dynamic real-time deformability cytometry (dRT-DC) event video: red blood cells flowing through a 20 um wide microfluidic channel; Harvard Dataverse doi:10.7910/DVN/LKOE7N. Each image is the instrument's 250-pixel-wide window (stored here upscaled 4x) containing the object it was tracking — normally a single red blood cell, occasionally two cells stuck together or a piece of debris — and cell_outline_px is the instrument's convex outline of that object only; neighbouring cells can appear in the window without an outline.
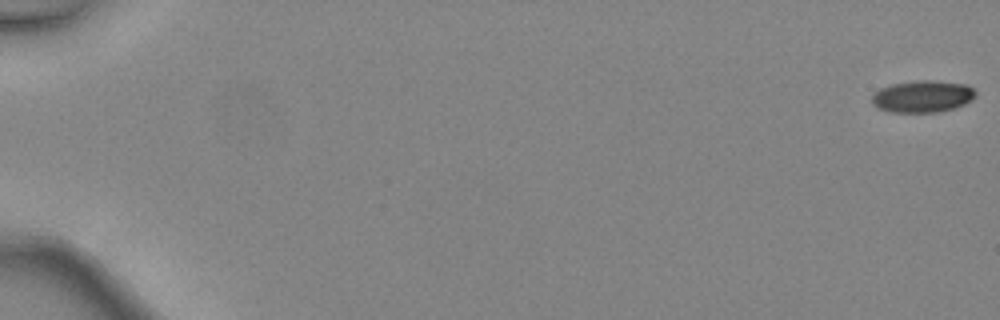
{"species": "common noctule bat (a hibernating species)", "species_latin": "Nyctalus noctula", "temperature_condition": "warm", "stored_images_in_passage": 48, "camera_frame_rate_fps": 3000, "um_per_image_px": 0.085, "animal": {"sex": "female", "body_mass_g": 24.6, "forearm_length_mm": 56.2}, "frame": {"image": 1, "passage_image": 1, "time_ms": 0.0, "image_size_px": [1000, 320], "cell_outline_px": [[976, 96], [972, 100], [956, 108], [940, 112], [892, 112], [876, 108], [872, 104], [872, 96], [880, 88], [892, 84], [916, 80], [928, 80], [968, 84], [976, 92]], "centroid_in_image_um": [78.43, 8.2], "position_along_channel_um": 6.6, "area_um2": 19.48}}
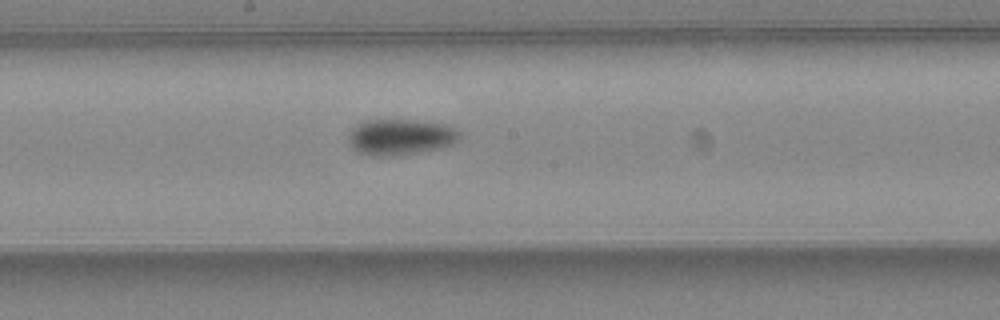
{"frame": {"image": 2, "passage_image": 28, "time_ms": 9.0, "image_size_px": [1000, 320], "cell_outline_px": [[460, 140], [452, 144], [440, 148], [392, 156], [372, 156], [356, 152], [348, 144], [348, 136], [352, 128], [356, 124], [368, 120], [412, 120], [444, 124], [456, 128], [460, 132]], "centroid_in_image_um": [34.01, 11.65], "position_along_channel_um": 214.2, "area_um2": 23.41}}
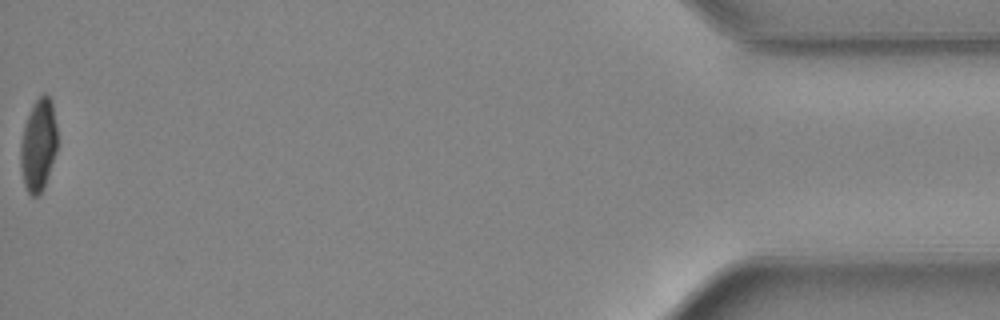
{"frame": {"image": 3, "passage_image": 48, "time_ms": 15.667, "image_size_px": [1000, 320], "cell_outline_px": [[56, 152], [44, 188], [36, 196], [32, 196], [28, 192], [24, 184], [20, 164], [20, 144], [24, 124], [32, 104], [44, 92], [52, 100], [56, 124]], "centroid_in_image_um": [3.25, 12.3], "position_along_channel_um": 431.9, "area_um2": 19.83}, "authors_computed_cell_mechanics": {"area_um2": 21.1548, "velocity_mm_per_s": 4.5686, "shape_relaxation_time_tau1_ms": 4.711, "shape_relaxation_time_tau2_ms": 4.2623, "deformation_change_tau1": 0.1513, "deformation_change_tau2": 0.0717}}